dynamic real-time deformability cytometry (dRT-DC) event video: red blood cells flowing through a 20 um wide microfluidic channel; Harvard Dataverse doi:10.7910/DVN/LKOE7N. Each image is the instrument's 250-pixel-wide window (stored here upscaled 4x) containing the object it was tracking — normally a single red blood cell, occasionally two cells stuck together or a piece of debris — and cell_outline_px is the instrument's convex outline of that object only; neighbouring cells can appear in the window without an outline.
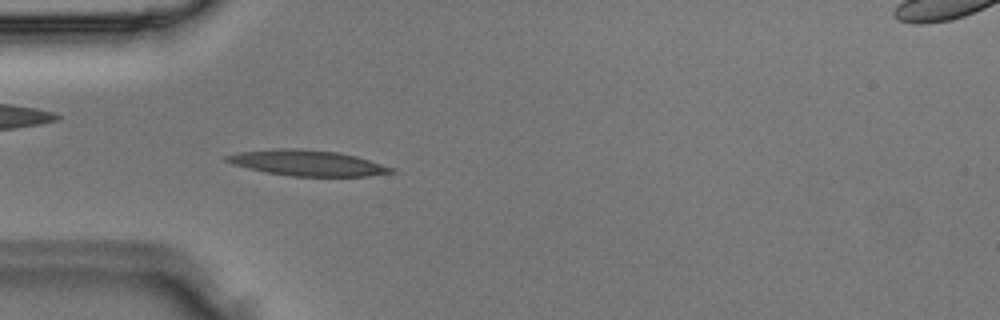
{"species": "Egyptian fruit bat (a non-hibernating species)", "species_latin": "Rousettus aegyptiacus", "temperature_condition": "room temperature", "stored_images_in_passage": 3, "camera_frame_rate_fps": 3000, "um_per_image_px": 0.085, "animal": {"sex": "male"}, "frame": {"image": 1, "passage_image": 3, "time_ms": 0.667, "image_size_px": [1000, 320], "cell_outline_px": [[396, 172], [368, 176], [292, 176], [268, 172], [248, 168], [232, 164], [224, 160], [224, 156], [240, 152], [276, 148], [296, 148], [336, 152], [356, 156], [396, 168]], "centroid_in_image_um": [26.15, 13.85], "position_along_channel_um": 58.9, "area_um2": 24.51}}